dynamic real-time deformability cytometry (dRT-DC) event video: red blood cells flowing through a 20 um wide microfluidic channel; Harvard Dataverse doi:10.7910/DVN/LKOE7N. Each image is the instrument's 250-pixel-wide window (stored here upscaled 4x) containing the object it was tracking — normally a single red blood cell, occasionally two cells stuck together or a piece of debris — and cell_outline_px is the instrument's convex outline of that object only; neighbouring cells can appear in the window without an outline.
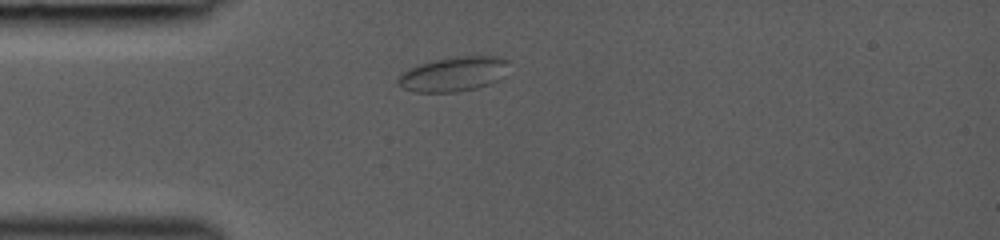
{"species": "common noctule bat (a hibernating species)", "species_latin": "Nyctalus noctula", "temperature_condition": "room temperature", "stored_images_in_passage": 28, "camera_frame_rate_fps": 3000, "um_per_image_px": 0.085, "animal": {"sex": "female", "body_mass_g": 19.0, "forearm_length_mm": 53.3}, "frame": {"image": 1, "passage_image": 1, "time_ms": 0.0, "image_size_px": [1000, 240], "cell_outline_px": [[508, 60], [496, 80], [488, 84], [476, 88], [456, 92], [416, 92], [404, 88], [396, 80], [408, 68], [420, 64], [436, 60], [456, 56], [500, 56]], "centroid_in_image_um": [38.49, 6.29], "position_along_channel_um": 46.5, "area_um2": 21.68}}
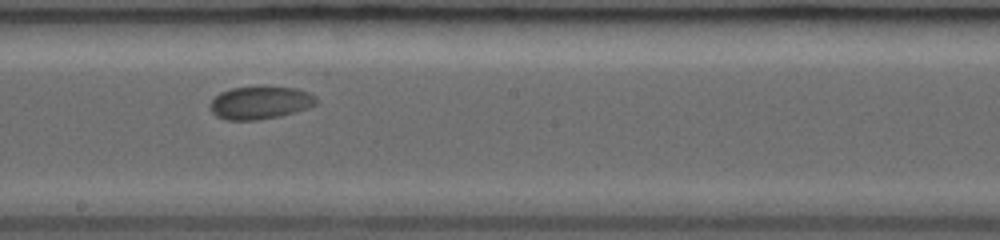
{"frame": {"image": 2, "passage_image": 13, "time_ms": 4.667, "image_size_px": [1000, 240], "cell_outline_px": [[320, 100], [316, 104], [308, 108], [280, 116], [256, 120], [228, 120], [216, 116], [208, 108], [208, 104], [220, 92], [232, 88], [296, 88], [308, 92], [316, 96]], "centroid_in_image_um": [22.11, 8.75], "position_along_channel_um": 226.1, "area_um2": 20.11}}
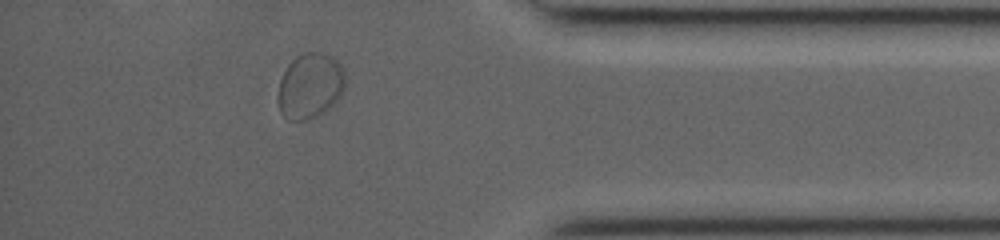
{"frame": {"image": 3, "passage_image": 24, "time_ms": 9.333, "image_size_px": [1000, 240], "cell_outline_px": [[344, 88], [340, 96], [324, 112], [308, 120], [288, 120], [280, 112], [276, 100], [276, 96], [280, 80], [288, 64], [296, 56], [304, 52], [320, 52], [332, 56], [344, 68]], "centroid_in_image_um": [26.32, 7.3], "position_along_channel_um": 408.9, "area_um2": 25.84}}